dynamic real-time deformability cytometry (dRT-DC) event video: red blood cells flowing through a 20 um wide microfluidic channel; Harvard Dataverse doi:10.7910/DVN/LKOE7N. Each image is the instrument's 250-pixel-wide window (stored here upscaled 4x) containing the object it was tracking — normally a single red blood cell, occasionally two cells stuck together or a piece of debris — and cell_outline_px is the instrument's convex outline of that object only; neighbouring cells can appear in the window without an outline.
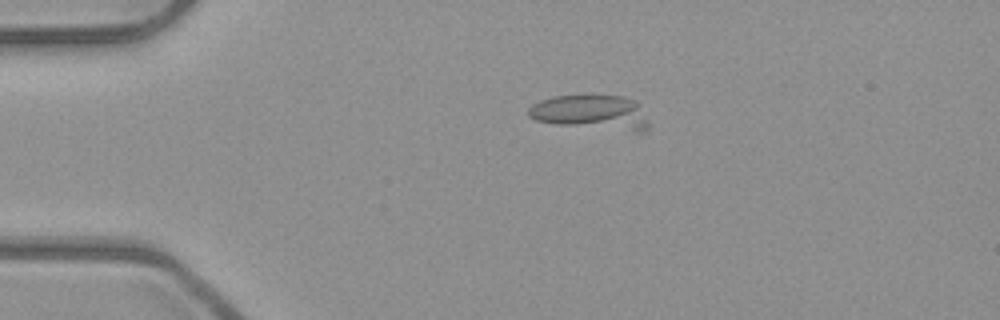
{"species": "common noctule bat (a hibernating species)", "species_latin": "Nyctalus noctula", "temperature_condition": "room temperature", "stored_images_in_passage": 5, "camera_frame_rate_fps": 3000, "um_per_image_px": 0.085, "animal": {"sex": "male", "body_mass_g": 23.1, "forearm_length_mm": 52.7}, "frame": {"image": 1, "passage_image": 4, "time_ms": 1.0, "image_size_px": [1000, 320], "cell_outline_px": [[648, 128], [644, 132], [636, 132], [556, 124], [536, 120], [528, 116], [528, 108], [532, 104], [540, 100], [556, 96], [624, 96], [632, 100], [636, 104], [648, 124]], "centroid_in_image_um": [50.2, 9.57], "position_along_channel_um": 34.8, "area_um2": 23.87}}